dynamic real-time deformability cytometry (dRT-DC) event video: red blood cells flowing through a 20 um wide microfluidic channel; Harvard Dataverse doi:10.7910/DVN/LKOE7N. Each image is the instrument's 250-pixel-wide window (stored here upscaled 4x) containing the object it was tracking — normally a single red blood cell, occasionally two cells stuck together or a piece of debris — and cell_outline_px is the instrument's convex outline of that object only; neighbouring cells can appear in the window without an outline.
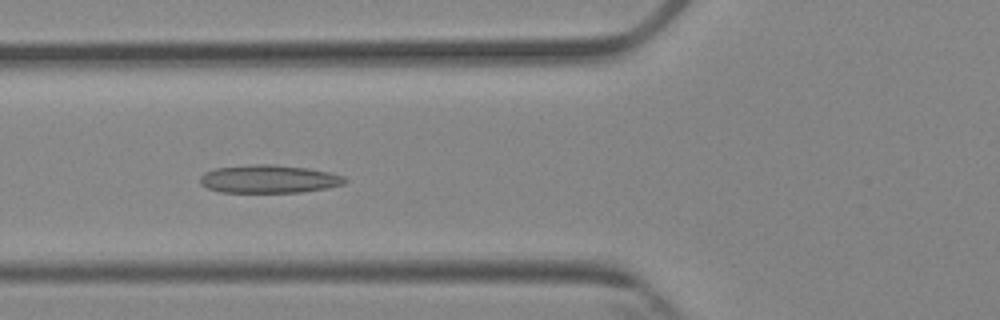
{"species": "Egyptian fruit bat (a non-hibernating species)", "species_latin": "Rousettus aegyptiacus", "temperature_condition": "cold", "stored_images_in_passage": 7, "camera_frame_rate_fps": 3000, "um_per_image_px": 0.085, "animal": {"sex": "female"}, "frame": {"image": 1, "passage_image": 5, "time_ms": 4.667, "image_size_px": [1000, 320], "cell_outline_px": [[348, 180], [344, 184], [328, 188], [300, 192], [220, 192], [208, 188], [200, 184], [200, 176], [204, 172], [216, 168], [252, 164], [272, 164], [308, 168], [328, 172], [344, 176]], "centroid_in_image_um": [22.86, 15.21], "position_along_channel_um": 102.9, "area_um2": 23.76}}
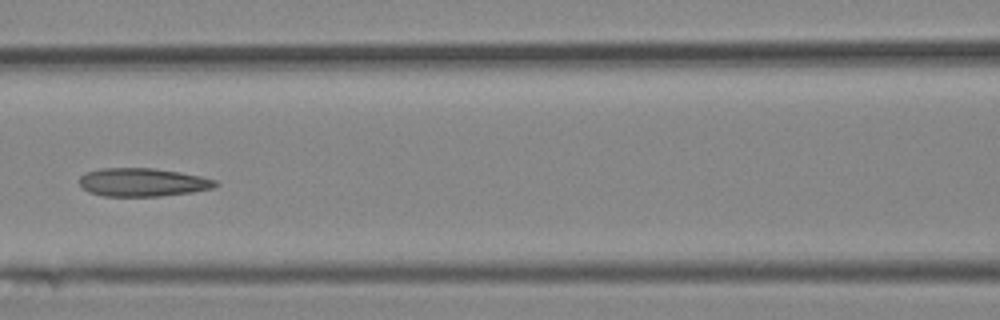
{"frame": {"image": 2, "passage_image": 6, "time_ms": 6.0, "image_size_px": [1000, 320], "cell_outline_px": [[220, 184], [212, 188], [192, 192], [160, 196], [104, 196], [88, 192], [80, 184], [80, 176], [88, 172], [100, 168], [152, 168], [180, 172], [200, 176], [216, 180]], "centroid_in_image_um": [12.14, 15.49], "position_along_channel_um": 154.5, "area_um2": 22.37}}
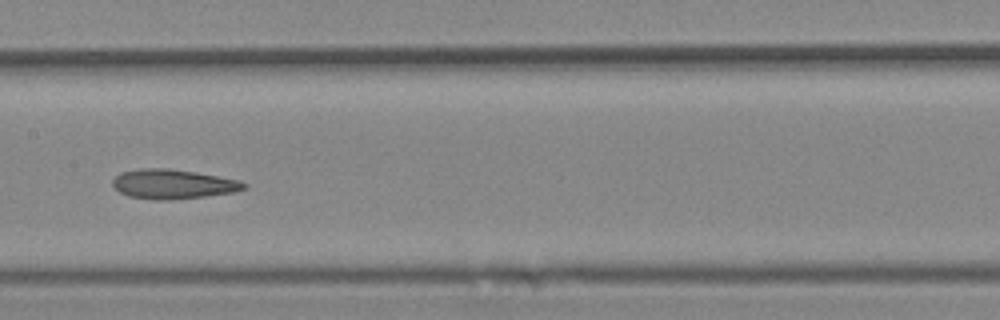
{"frame": {"image": 3, "passage_image": 7, "time_ms": 7.0, "image_size_px": [1000, 320], "cell_outline_px": [[248, 188], [236, 192], [204, 196], [168, 200], [156, 200], [128, 196], [120, 192], [112, 184], [112, 180], [120, 172], [140, 168], [168, 168], [196, 172], [240, 180], [248, 184]], "centroid_in_image_um": [14.73, 15.64], "position_along_channel_um": 192.7, "area_um2": 22.72}}